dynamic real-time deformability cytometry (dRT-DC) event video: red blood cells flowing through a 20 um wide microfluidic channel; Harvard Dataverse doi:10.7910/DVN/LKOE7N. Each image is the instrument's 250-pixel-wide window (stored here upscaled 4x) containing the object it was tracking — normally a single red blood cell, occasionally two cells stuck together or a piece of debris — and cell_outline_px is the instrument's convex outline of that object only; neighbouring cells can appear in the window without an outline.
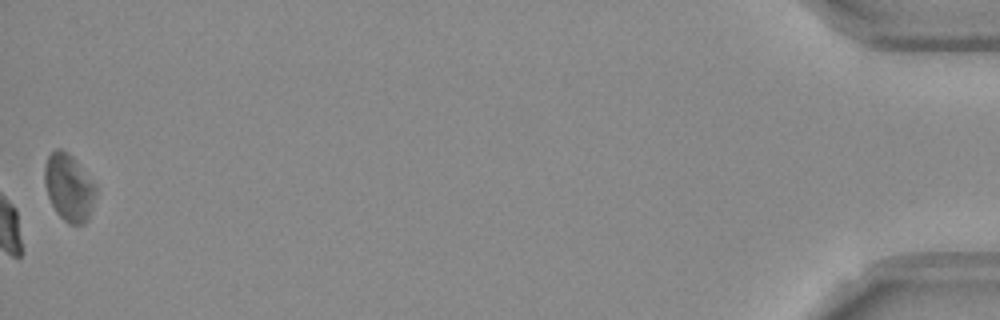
{"species": "Egyptian fruit bat (a non-hibernating species)", "species_latin": "Rousettus aegyptiacus", "temperature_condition": "room temperature", "stored_images_in_passage": 55, "camera_frame_rate_fps": 3000, "um_per_image_px": 0.085, "frame": {"image": 1, "passage_image": 55, "time_ms": 18.0, "image_size_px": [1000, 320], "cell_outline_px": [[96, 188], [88, 220], [84, 224], [68, 224], [56, 212], [48, 196], [44, 180], [44, 164], [48, 156], [56, 148], [60, 148], [68, 152], [76, 160]], "centroid_in_image_um": [5.82, 15.92], "position_along_channel_um": 429.4, "area_um2": 19.71}, "authors_computed_cell_mechanics": {"area_um2": 21.3282, "velocity_mm_per_s": 3.7067, "shape_relaxation_time_tau1_ms": 5.3118, "shape_relaxation_time_tau2_ms": 1.7107, "deformation_change_tau1": 0.1769, "deformation_change_tau2": 0.086}}